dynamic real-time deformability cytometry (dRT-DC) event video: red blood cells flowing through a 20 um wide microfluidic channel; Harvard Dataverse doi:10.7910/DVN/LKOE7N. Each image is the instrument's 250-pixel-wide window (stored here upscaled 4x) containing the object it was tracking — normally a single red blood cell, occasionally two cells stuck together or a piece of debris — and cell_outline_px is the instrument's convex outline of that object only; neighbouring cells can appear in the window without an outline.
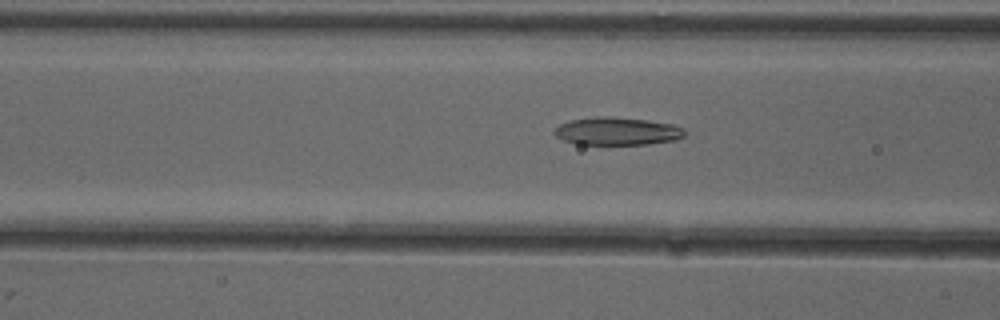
{"species": "common noctule bat (a hibernating species)", "species_latin": "Nyctalus noctula", "temperature_condition": "cold", "stored_images_in_passage": 53, "camera_frame_rate_fps": 3000, "um_per_image_px": 0.085, "animal": {"sex": "female"}, "frame": {"image": 1, "passage_image": 21, "time_ms": 6.667, "image_size_px": [1000, 320], "cell_outline_px": [[684, 136], [676, 140], [648, 144], [576, 144], [564, 140], [556, 136], [552, 132], [552, 128], [568, 120], [596, 116], [608, 116], [648, 120], [672, 124], [684, 128]], "centroid_in_image_um": [52.41, 11.14], "position_along_channel_um": 114.2, "area_um2": 21.33}}
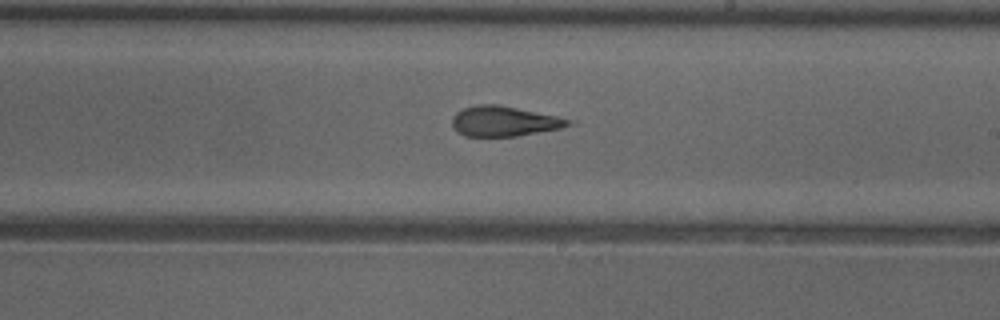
{"frame": {"image": 2, "passage_image": 31, "time_ms": 10.0, "image_size_px": [1000, 320], "cell_outline_px": [[576, 120], [560, 128], [516, 136], [464, 136], [452, 124], [452, 116], [456, 112], [464, 108], [476, 104], [500, 104], [560, 116]], "centroid_in_image_um": [42.87, 10.28], "position_along_channel_um": 246.1, "area_um2": 20.46}}
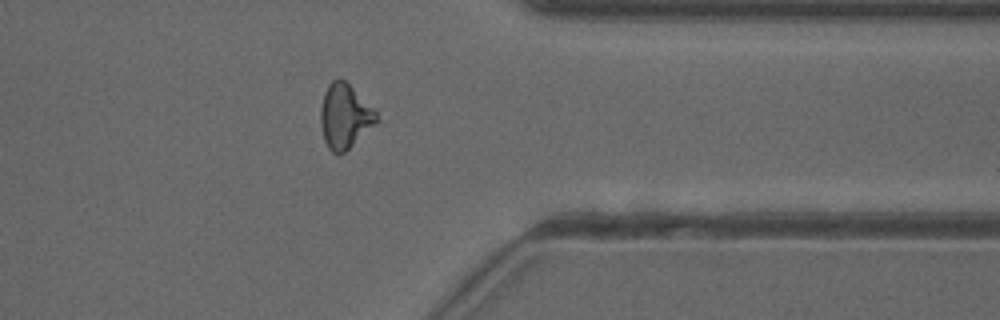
{"frame": {"image": 3, "passage_image": 42, "time_ms": 13.667, "image_size_px": [1000, 320], "cell_outline_px": [[380, 120], [344, 152], [332, 152], [328, 148], [324, 140], [320, 124], [320, 108], [324, 92], [328, 84], [332, 80], [344, 80], [376, 112]], "centroid_in_image_um": [29.28, 9.89], "position_along_channel_um": 382.1, "area_um2": 20.58}, "authors_computed_cell_mechanics": {"area_um2": 21.2126, "velocity_mm_per_s": 3.9539, "shape_relaxation_time_tau1_ms": null, "shape_relaxation_time_tau2_ms": 2.376, "deformation_change_tau1": null, "deformation_change_tau2": 0.1234}}